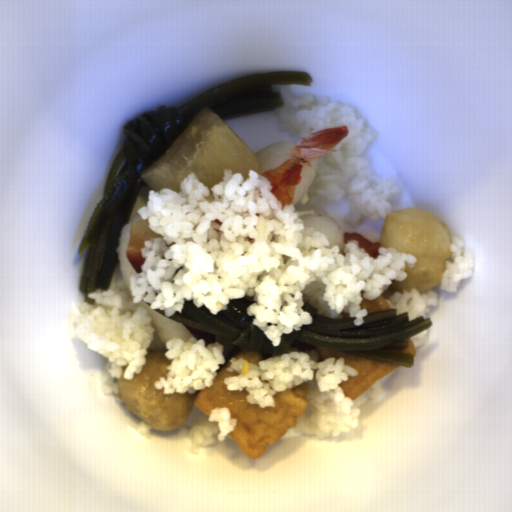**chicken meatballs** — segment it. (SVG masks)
Returning <instances> with one entry per match:
<instances>
[{"label": "chicken meatballs", "mask_w": 512, "mask_h": 512, "mask_svg": "<svg viewBox=\"0 0 512 512\" xmlns=\"http://www.w3.org/2000/svg\"><path fill=\"white\" fill-rule=\"evenodd\" d=\"M166 352L147 351L140 374H135L133 380L120 377L114 381L118 386L116 395L132 415L149 425V430L182 427L192 404L193 393L164 394L163 389L156 388L155 381L167 374L171 364Z\"/></svg>", "instance_id": "1"}]
</instances>
